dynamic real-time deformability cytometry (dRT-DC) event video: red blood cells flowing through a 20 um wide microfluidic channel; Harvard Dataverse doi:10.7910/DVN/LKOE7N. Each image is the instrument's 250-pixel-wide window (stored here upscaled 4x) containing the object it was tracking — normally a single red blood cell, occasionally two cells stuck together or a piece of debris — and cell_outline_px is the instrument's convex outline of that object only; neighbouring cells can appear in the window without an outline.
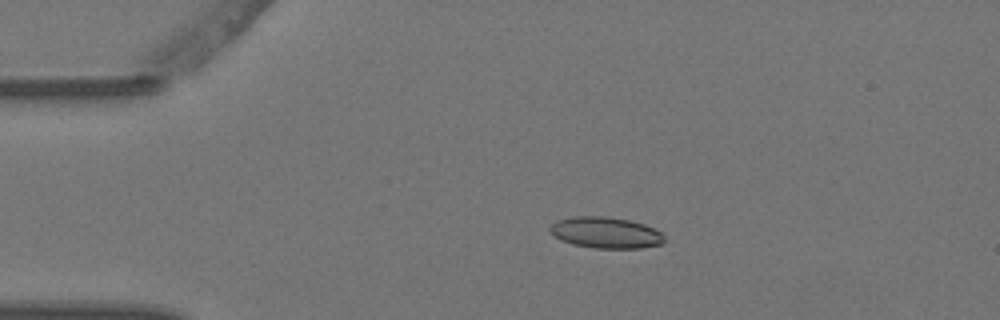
{"species": "Egyptian fruit bat (a non-hibernating species)", "species_latin": "Rousettus aegyptiacus", "temperature_condition": "warm", "stored_images_in_passage": 5, "camera_frame_rate_fps": 3000, "um_per_image_px": 0.085, "animal": {"sex": "female"}, "frame": {"image": 1, "passage_image": 3, "time_ms": 0.667, "image_size_px": [1000, 320], "cell_outline_px": [[664, 244], [640, 248], [596, 248], [572, 244], [560, 240], [548, 232], [548, 228], [556, 220], [576, 216], [604, 216], [628, 220], [644, 224], [660, 232], [664, 236]], "centroid_in_image_um": [51.45, 19.78], "position_along_channel_um": 33.6, "area_um2": 20.87}}
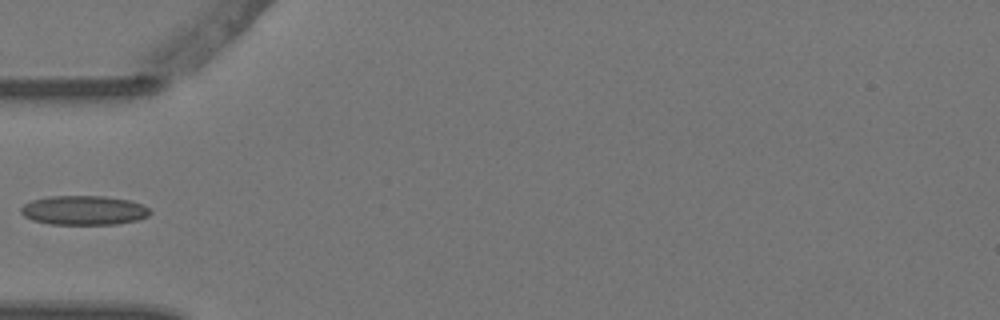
{"frame": {"image": 2, "passage_image": 5, "time_ms": 1.333, "image_size_px": [1000, 320], "cell_outline_px": [[152, 212], [148, 216], [136, 220], [116, 224], [52, 224], [32, 220], [24, 216], [20, 212], [20, 208], [24, 204], [32, 200], [48, 196], [104, 196], [128, 200], [144, 204]], "centroid_in_image_um": [7.12, 17.87], "position_along_channel_um": 77.9, "area_um2": 22.08}}